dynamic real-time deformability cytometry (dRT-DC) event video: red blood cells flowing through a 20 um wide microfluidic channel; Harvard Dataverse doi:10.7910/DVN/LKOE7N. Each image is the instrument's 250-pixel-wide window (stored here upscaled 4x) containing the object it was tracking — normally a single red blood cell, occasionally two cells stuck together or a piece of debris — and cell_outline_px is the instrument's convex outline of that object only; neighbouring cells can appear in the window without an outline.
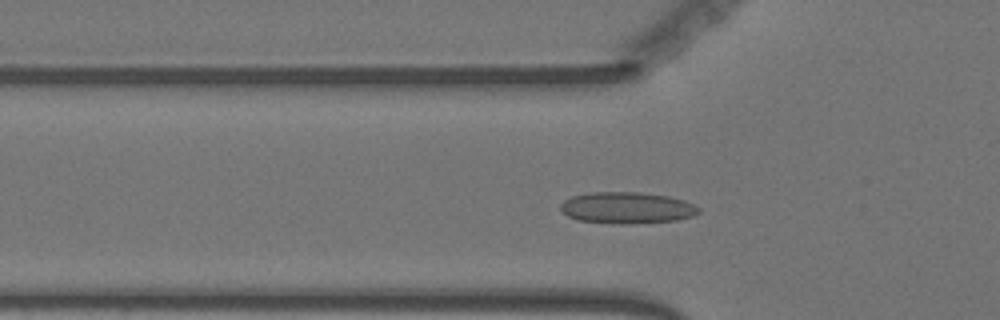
{"species": "Egyptian fruit bat (a non-hibernating species)", "species_latin": "Rousettus aegyptiacus", "temperature_condition": "warm", "stored_images_in_passage": 51, "camera_frame_rate_fps": 3000, "um_per_image_px": 0.085, "animal": {"sex": "female"}, "frame": {"image": 1, "passage_image": 13, "time_ms": 4.0, "image_size_px": [1000, 320], "cell_outline_px": [[700, 212], [692, 216], [676, 220], [620, 224], [576, 220], [560, 212], [560, 204], [564, 200], [572, 196], [592, 192], [640, 192], [668, 196], [684, 200], [700, 208]], "centroid_in_image_um": [53.25, 17.66], "position_along_channel_um": 72.6, "area_um2": 25.32}}
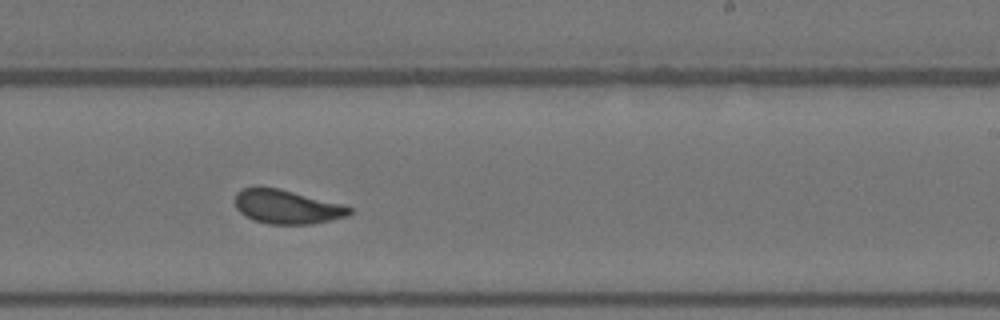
{"frame": {"image": 2, "passage_image": 29, "time_ms": 9.333, "image_size_px": [1000, 320], "cell_outline_px": [[352, 212], [348, 216], [332, 220], [312, 224], [268, 224], [244, 216], [236, 208], [236, 192], [244, 188], [280, 188], [340, 204], [352, 208]], "centroid_in_image_um": [24.4, 17.59], "position_along_channel_um": 264.6, "area_um2": 22.37}}
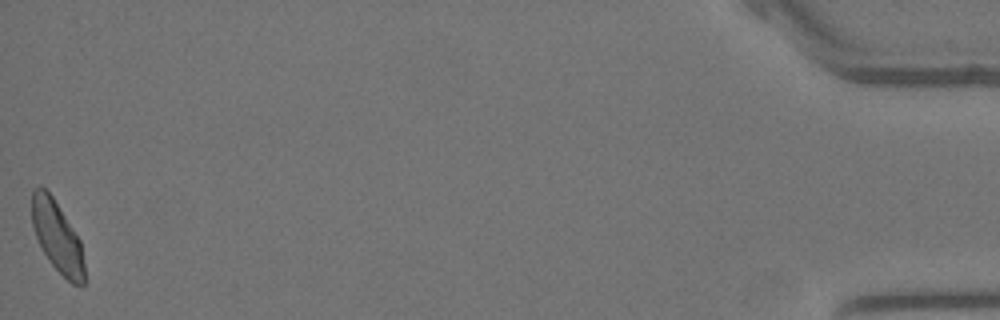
{"frame": {"image": 3, "passage_image": 51, "time_ms": 16.667, "image_size_px": [1000, 320], "cell_outline_px": [[84, 284], [72, 284], [48, 260], [36, 236], [32, 224], [32, 188], [40, 184], [52, 196], [80, 240], [84, 264]], "centroid_in_image_um": [4.84, 20.09], "position_along_channel_um": 430.4, "area_um2": 21.33}, "authors_computed_cell_mechanics": {"area_um2": 22.9466, "velocity_mm_per_s": 3.5933, "shape_relaxation_time_tau1_ms": 5.1834, "shape_relaxation_time_tau2_ms": 0.8897, "deformation_change_tau1": 0.1424, "deformation_change_tau2": 0.0706}}